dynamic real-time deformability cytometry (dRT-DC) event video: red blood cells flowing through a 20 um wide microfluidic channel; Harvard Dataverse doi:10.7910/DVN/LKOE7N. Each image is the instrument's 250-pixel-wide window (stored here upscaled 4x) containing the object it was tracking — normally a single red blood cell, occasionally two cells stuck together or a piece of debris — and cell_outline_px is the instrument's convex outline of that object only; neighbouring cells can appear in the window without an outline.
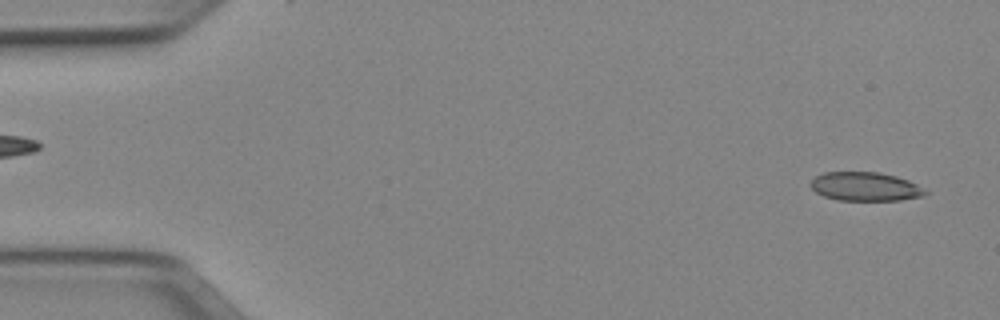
{"species": "Egyptian fruit bat (a non-hibernating species)", "species_latin": "Rousettus aegyptiacus", "temperature_condition": "cold", "stored_images_in_passage": 48, "camera_frame_rate_fps": 3000, "um_per_image_px": 0.085, "animal": {"sex": "female"}, "frame": {"image": 1, "passage_image": 2, "time_ms": 0.333, "image_size_px": [1000, 320], "cell_outline_px": [[932, 192], [924, 196], [900, 200], [836, 200], [824, 196], [816, 192], [808, 184], [816, 176], [824, 172], [880, 172], [896, 176], [908, 180]], "centroid_in_image_um": [73.58, 15.86], "position_along_channel_um": 11.4, "area_um2": 19.42}}
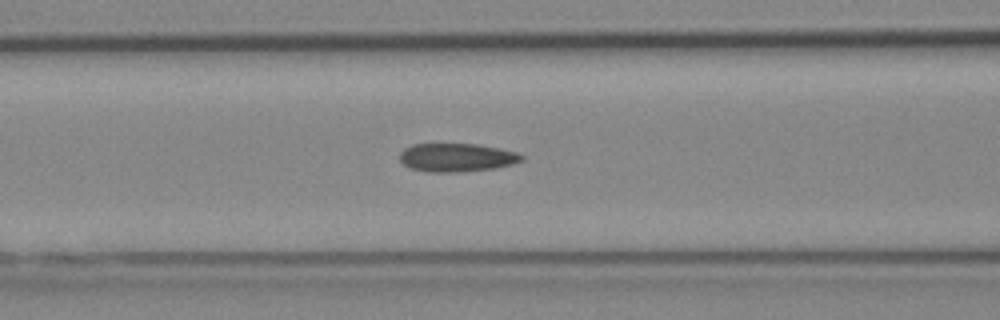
{"frame": {"image": 2, "passage_image": 20, "time_ms": 6.333, "image_size_px": [1000, 320], "cell_outline_px": [[524, 160], [512, 164], [496, 168], [460, 172], [428, 172], [412, 168], [404, 164], [400, 160], [400, 152], [404, 148], [412, 144], [476, 144], [500, 148], [520, 152], [524, 156]], "centroid_in_image_um": [38.86, 13.38], "position_along_channel_um": 127.7, "area_um2": 20.35}}
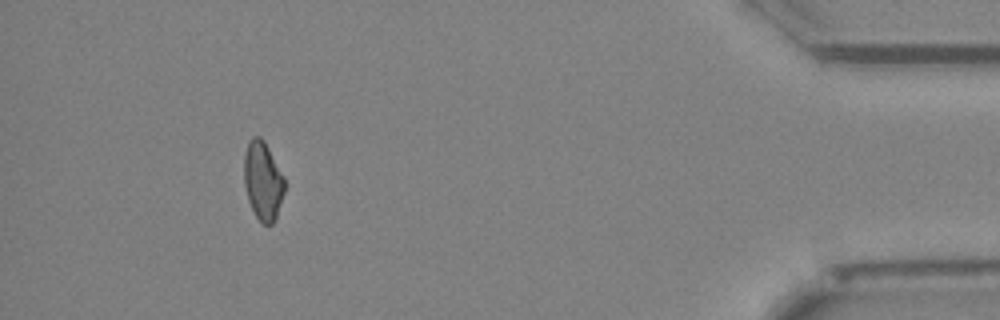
{"frame": {"image": 3, "passage_image": 46, "time_ms": 15.0, "image_size_px": [1000, 320], "cell_outline_px": [[284, 192], [276, 220], [272, 224], [260, 224], [248, 200], [244, 184], [244, 156], [248, 144], [252, 136], [260, 136], [264, 140], [284, 176]], "centroid_in_image_um": [22.35, 15.39], "position_along_channel_um": 412.9, "area_um2": 18.61}, "authors_computed_cell_mechanics": {"area_um2": 19.9988, "velocity_mm_per_s": 4.0017, "shape_relaxation_time_tau1_ms": null, "shape_relaxation_time_tau2_ms": 3.081, "deformation_change_tau1": null, "deformation_change_tau2": 0.1037}}